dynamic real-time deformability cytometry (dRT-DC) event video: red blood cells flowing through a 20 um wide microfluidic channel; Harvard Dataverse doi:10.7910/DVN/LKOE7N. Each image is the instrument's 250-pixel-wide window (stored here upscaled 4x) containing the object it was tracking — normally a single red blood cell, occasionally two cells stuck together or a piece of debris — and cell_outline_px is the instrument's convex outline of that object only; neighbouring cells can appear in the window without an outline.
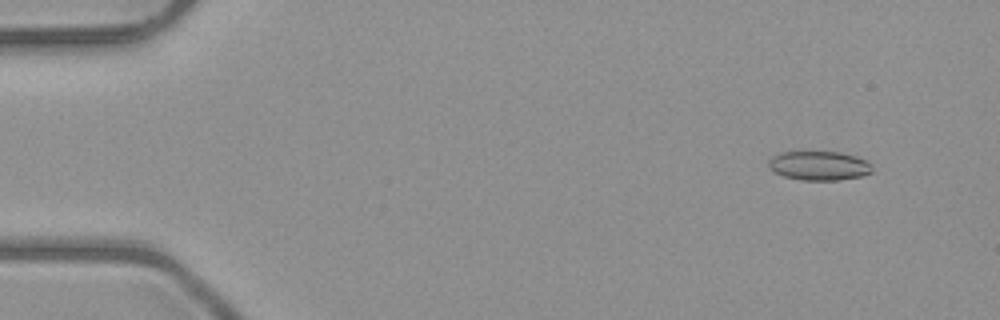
{"species": "common noctule bat (a hibernating species)", "species_latin": "Nyctalus noctula", "temperature_condition": "room temperature", "stored_images_in_passage": 52, "camera_frame_rate_fps": 3000, "um_per_image_px": 0.085, "animal": {"sex": "male", "body_mass_g": 23.1, "forearm_length_mm": 52.7}, "frame": {"image": 1, "passage_image": 5, "time_ms": 1.333, "image_size_px": [1000, 320], "cell_outline_px": [[872, 172], [860, 176], [840, 180], [804, 180], [784, 176], [776, 172], [768, 164], [768, 160], [772, 156], [780, 152], [840, 152], [856, 156], [872, 164]], "centroid_in_image_um": [69.64, 14.08], "position_along_channel_um": 15.4, "area_um2": 17.46}}
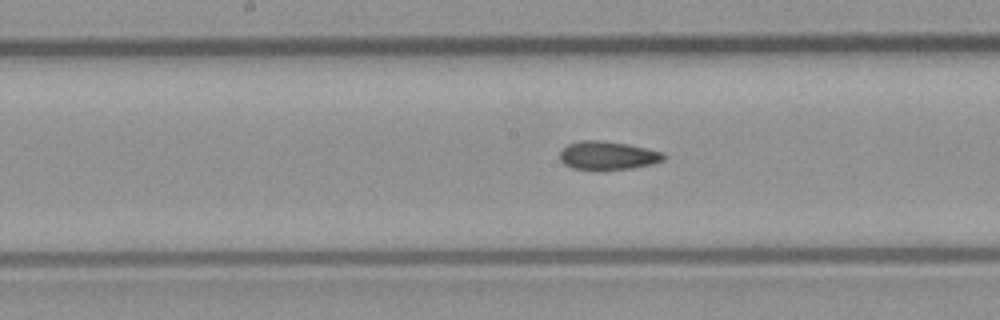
{"frame": {"image": 2, "passage_image": 27, "time_ms": 8.667, "image_size_px": [1000, 320], "cell_outline_px": [[668, 156], [664, 160], [652, 164], [632, 168], [572, 168], [564, 164], [560, 160], [560, 152], [568, 144], [580, 140], [596, 140], [628, 144], [664, 152]], "centroid_in_image_um": [51.7, 13.19], "position_along_channel_um": 196.5, "area_um2": 16.88}}
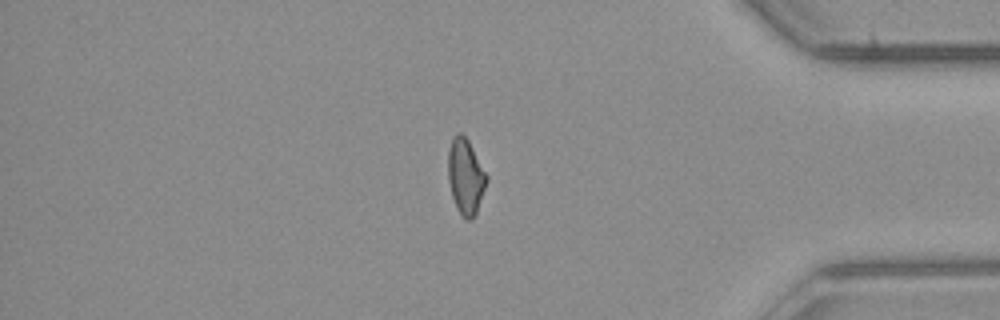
{"frame": {"image": 3, "passage_image": 44, "time_ms": 14.333, "image_size_px": [1000, 320], "cell_outline_px": [[488, 180], [476, 212], [472, 220], [464, 220], [456, 208], [452, 196], [448, 180], [448, 152], [452, 140], [456, 132], [460, 132], [468, 140], [488, 176]], "centroid_in_image_um": [39.57, 15.02], "position_along_channel_um": 395.6, "area_um2": 16.94}}